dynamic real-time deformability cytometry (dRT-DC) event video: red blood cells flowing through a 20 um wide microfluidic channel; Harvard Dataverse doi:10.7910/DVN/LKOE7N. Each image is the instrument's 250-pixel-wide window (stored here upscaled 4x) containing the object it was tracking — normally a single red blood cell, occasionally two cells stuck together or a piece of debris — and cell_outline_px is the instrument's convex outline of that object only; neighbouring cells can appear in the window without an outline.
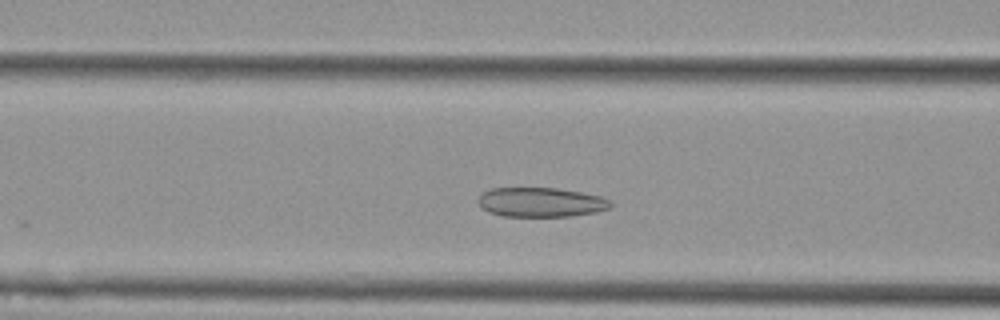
{"species": "Egyptian fruit bat (a non-hibernating species)", "species_latin": "Rousettus aegyptiacus", "temperature_condition": "cold", "stored_images_in_passage": 38, "camera_frame_rate_fps": 3000, "um_per_image_px": 0.085, "animal": {"sex": "female"}, "frame": {"image": 1, "passage_image": 12, "time_ms": 3.667, "image_size_px": [1000, 320], "cell_outline_px": [[612, 204], [608, 208], [596, 212], [572, 216], [504, 216], [488, 212], [476, 200], [484, 192], [492, 188], [556, 188], [580, 192], [600, 196], [612, 200]], "centroid_in_image_um": [45.99, 17.19], "position_along_channel_um": 120.6, "area_um2": 22.6}}
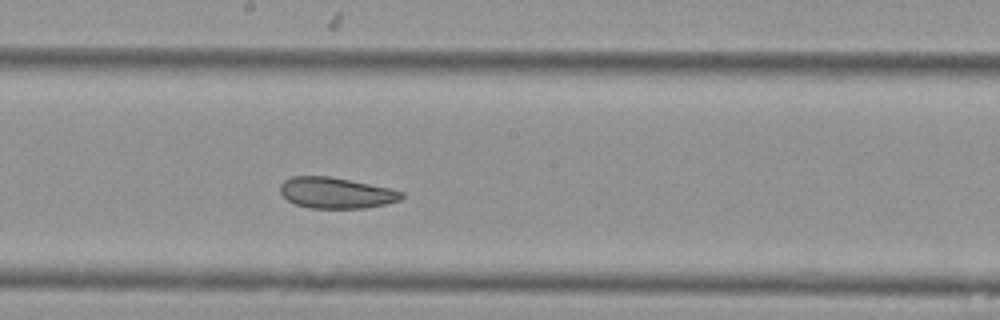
{"frame": {"image": 2, "passage_image": 20, "time_ms": 6.333, "image_size_px": [1000, 320], "cell_outline_px": [[404, 196], [400, 200], [384, 204], [364, 208], [312, 208], [296, 204], [288, 200], [280, 192], [280, 184], [284, 180], [292, 176], [328, 176], [388, 188], [404, 192]], "centroid_in_image_um": [28.54, 16.39], "position_along_channel_um": 219.7, "area_um2": 21.62}}
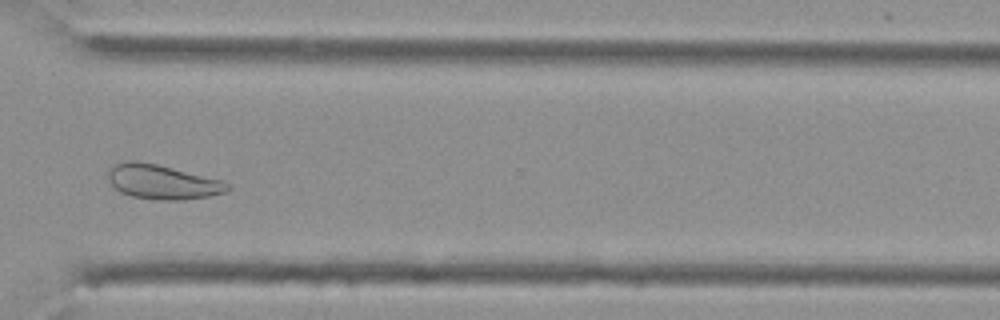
{"frame": {"image": 3, "passage_image": 31, "time_ms": 10.0, "image_size_px": [1000, 320], "cell_outline_px": [[232, 188], [228, 192], [208, 196], [184, 200], [160, 200], [132, 196], [120, 192], [108, 180], [108, 168], [112, 164], [124, 160], [136, 160], [156, 164], [220, 180], [232, 184]], "centroid_in_image_um": [13.79, 15.46], "position_along_channel_um": 356.8, "area_um2": 24.1}, "authors_computed_cell_mechanics": {"area_um2": 23.6113, "velocity_mm_per_s": 3.7268, "shape_relaxation_time_tau1_ms": null, "shape_relaxation_time_tau2_ms": 5.2943, "deformation_change_tau1": null, "deformation_change_tau2": 0.0816}}